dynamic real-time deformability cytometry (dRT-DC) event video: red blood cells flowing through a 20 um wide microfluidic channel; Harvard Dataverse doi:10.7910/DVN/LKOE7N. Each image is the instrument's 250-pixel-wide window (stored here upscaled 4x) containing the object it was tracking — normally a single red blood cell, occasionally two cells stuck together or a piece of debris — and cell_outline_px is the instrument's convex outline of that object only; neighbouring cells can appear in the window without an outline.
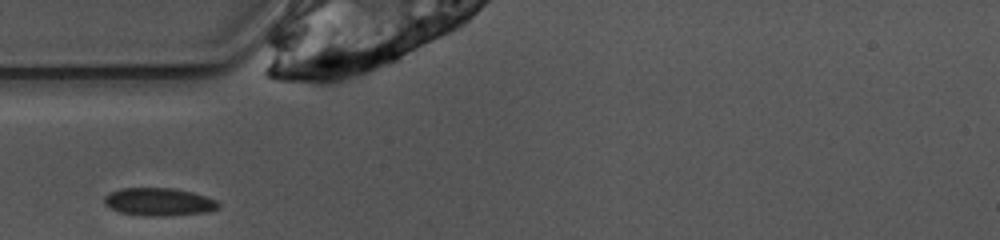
{"species": "common noctule bat (a hibernating species)", "species_latin": "Nyctalus noctula", "temperature_condition": "warm", "stored_images_in_passage": 22, "camera_frame_rate_fps": 3000, "um_per_image_px": 0.085, "animal": {"sex": "female", "body_mass_g": 10.0, "forearm_length_mm": 53.1}, "frame": {"image": 1, "passage_image": 1, "time_ms": 0.0, "image_size_px": [1000, 240], "cell_outline_px": [[220, 204], [216, 208], [208, 212], [168, 216], [144, 216], [120, 212], [104, 204], [104, 196], [120, 188], [172, 188], [192, 192], [216, 200]], "centroid_in_image_um": [13.5, 17.16], "position_along_channel_um": 71.5, "area_um2": 18.44}}
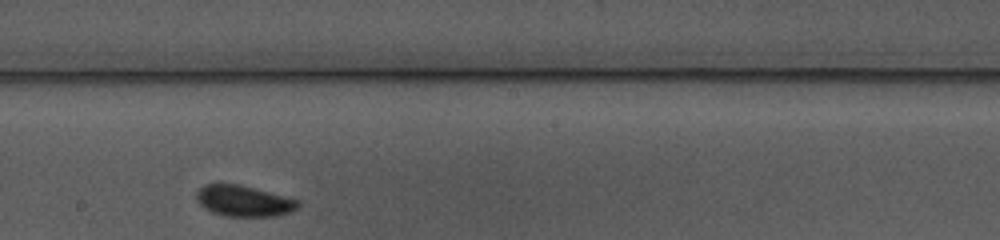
{"frame": {"image": 2, "passage_image": 13, "time_ms": 4.0, "image_size_px": [1000, 240], "cell_outline_px": [[300, 204], [292, 212], [276, 216], [224, 216], [212, 212], [204, 208], [196, 200], [196, 192], [204, 184], [240, 184], [296, 200]], "centroid_in_image_um": [20.67, 17.09], "position_along_channel_um": 227.5, "area_um2": 18.15}}
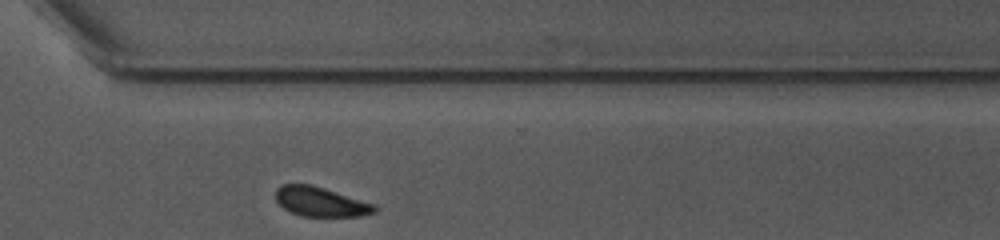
{"frame": {"image": 3, "passage_image": 22, "time_ms": 7.0, "image_size_px": [1000, 240], "cell_outline_px": [[376, 212], [364, 216], [300, 216], [284, 208], [276, 200], [276, 188], [284, 184], [312, 184], [372, 204], [376, 208]], "centroid_in_image_um": [27.22, 17.15], "position_along_channel_um": 343.4, "area_um2": 16.7}}